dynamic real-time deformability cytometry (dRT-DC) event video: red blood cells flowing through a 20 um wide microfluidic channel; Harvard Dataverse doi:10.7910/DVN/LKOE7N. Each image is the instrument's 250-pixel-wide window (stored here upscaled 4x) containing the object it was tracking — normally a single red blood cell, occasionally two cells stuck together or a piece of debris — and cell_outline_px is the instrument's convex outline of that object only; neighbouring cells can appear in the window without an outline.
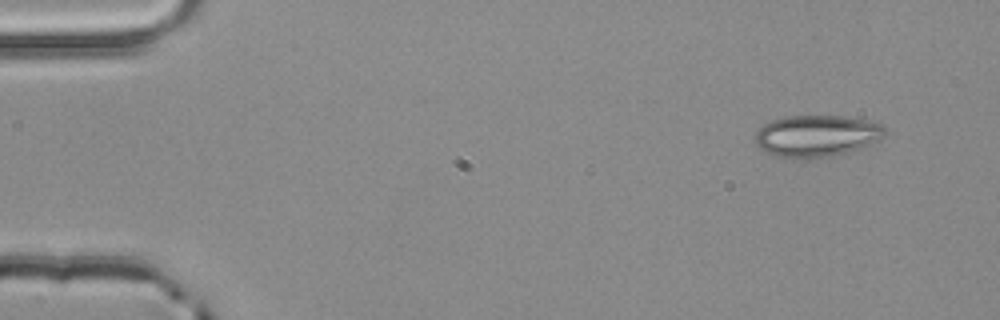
{"species": "common noctule bat (a hibernating species)", "species_latin": "Nyctalus noctula", "temperature_condition": "room temperature", "stored_images_in_passage": 3, "camera_frame_rate_fps": 3000, "um_per_image_px": 0.085, "animal": {"sex": "male", "body_mass_g": 20.4}, "frame": {"image": 1, "passage_image": 1, "time_ms": 0.0, "image_size_px": [1000, 320], "cell_outline_px": [[888, 132], [880, 140], [848, 152], [832, 156], [780, 156], [768, 152], [760, 148], [756, 144], [756, 132], [764, 124], [772, 120], [784, 116], [844, 116], [884, 124]], "centroid_in_image_um": [69.48, 11.51], "position_along_channel_um": 15.5, "area_um2": 30.92}}